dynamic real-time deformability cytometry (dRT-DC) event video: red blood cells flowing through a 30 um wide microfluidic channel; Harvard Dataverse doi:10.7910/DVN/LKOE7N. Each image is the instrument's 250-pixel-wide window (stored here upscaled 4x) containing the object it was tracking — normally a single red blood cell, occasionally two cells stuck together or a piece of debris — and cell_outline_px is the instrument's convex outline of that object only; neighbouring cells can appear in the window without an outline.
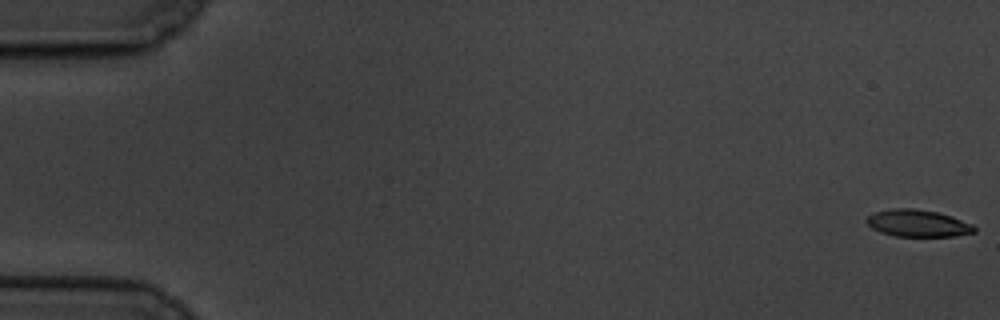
{"species": "common noctule bat (a hibernating species)", "species_latin": "Nyctalus noctula", "temperature_condition": "cold", "stored_images_in_passage": 5, "camera_frame_rate_fps": 3000, "um_per_image_px": 0.085, "animal": {"sex": "male", "body_mass_g": 19.5, "forearm_length_mm": 54.6}, "frame": {"image": 1, "passage_image": 1, "time_ms": 0.0, "image_size_px": [1000, 320], "cell_outline_px": [[976, 232], [952, 236], [896, 236], [880, 232], [872, 228], [864, 220], [868, 216], [876, 212], [892, 208], [912, 208], [936, 212], [952, 216], [972, 224], [976, 228]], "centroid_in_image_um": [78.01, 18.97], "position_along_channel_um": 7.0, "area_um2": 16.88}}
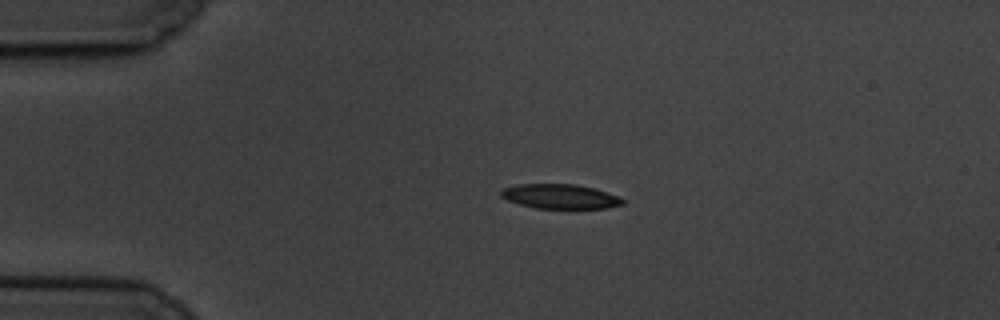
{"frame": {"image": 2, "passage_image": 4, "time_ms": 4.333, "image_size_px": [1000, 320], "cell_outline_px": [[624, 204], [604, 208], [536, 208], [520, 204], [508, 200], [500, 196], [500, 192], [504, 188], [520, 184], [576, 184], [596, 188], [616, 196], [624, 200]], "centroid_in_image_um": [47.6, 16.69], "position_along_channel_um": 37.4, "area_um2": 17.22}}